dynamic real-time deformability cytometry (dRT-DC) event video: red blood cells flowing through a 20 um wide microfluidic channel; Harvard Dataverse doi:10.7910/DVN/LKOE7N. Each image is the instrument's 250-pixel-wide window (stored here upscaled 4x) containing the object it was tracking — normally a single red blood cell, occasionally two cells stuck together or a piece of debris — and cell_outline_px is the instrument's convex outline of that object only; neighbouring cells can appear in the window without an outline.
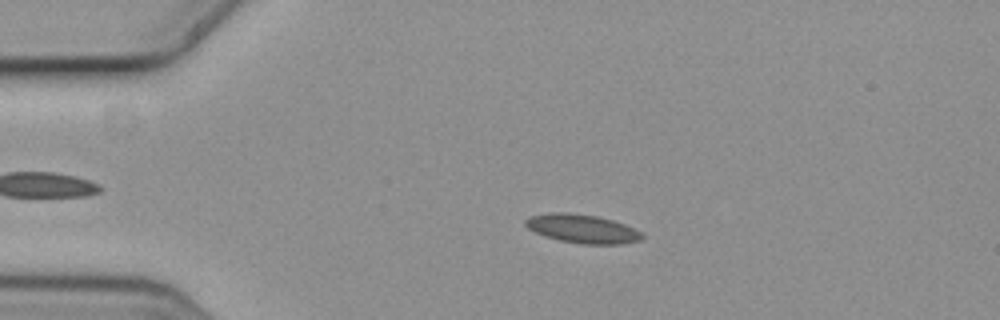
{"species": "common noctule bat (a hibernating species)", "species_latin": "Nyctalus noctula", "temperature_condition": "cold", "stored_images_in_passage": 4, "camera_frame_rate_fps": 3000, "um_per_image_px": 0.085, "animal": {"sex": "female", "body_mass_g": 19.3, "forearm_length_mm": 54.1}, "frame": {"image": 1, "passage_image": 3, "time_ms": 0.667, "image_size_px": [1000, 320], "cell_outline_px": [[644, 236], [640, 240], [624, 244], [584, 244], [560, 240], [544, 236], [528, 228], [524, 224], [524, 220], [528, 216], [552, 212], [568, 212], [596, 216], [612, 220], [624, 224], [640, 232]], "centroid_in_image_um": [49.46, 19.43], "position_along_channel_um": 35.5, "area_um2": 19.42}}